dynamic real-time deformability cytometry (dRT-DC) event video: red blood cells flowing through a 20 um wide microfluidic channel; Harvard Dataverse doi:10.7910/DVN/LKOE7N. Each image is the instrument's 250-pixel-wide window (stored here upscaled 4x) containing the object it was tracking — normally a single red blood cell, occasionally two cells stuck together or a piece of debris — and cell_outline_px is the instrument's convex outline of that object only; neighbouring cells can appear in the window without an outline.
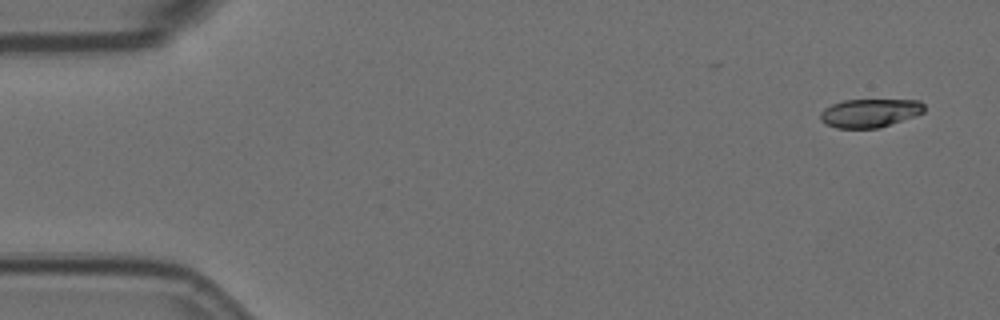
{"species": "Egyptian fruit bat (a non-hibernating species)", "species_latin": "Rousettus aegyptiacus", "temperature_condition": "room temperature", "stored_images_in_passage": 4, "camera_frame_rate_fps": 3000, "um_per_image_px": 0.085, "animal": {"sex": "female"}, "frame": {"image": 1, "passage_image": 1, "time_ms": 0.0, "image_size_px": [1000, 320], "cell_outline_px": [[924, 112], [916, 116], [876, 128], [836, 128], [824, 124], [820, 120], [820, 112], [824, 108], [832, 104], [844, 100], [920, 100], [924, 104]], "centroid_in_image_um": [73.91, 9.6], "position_along_channel_um": 11.1, "area_um2": 17.28}}